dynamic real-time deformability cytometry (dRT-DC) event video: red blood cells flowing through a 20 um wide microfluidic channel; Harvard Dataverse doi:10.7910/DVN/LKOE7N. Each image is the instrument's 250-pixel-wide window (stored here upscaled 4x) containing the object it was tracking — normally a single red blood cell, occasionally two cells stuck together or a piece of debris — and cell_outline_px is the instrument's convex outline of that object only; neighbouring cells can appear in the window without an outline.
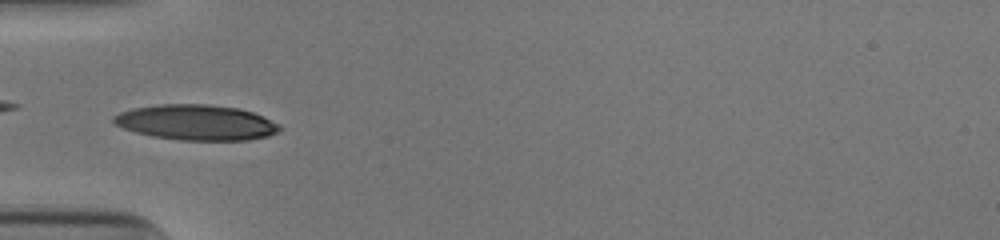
{"species": "human", "species_latin": "Homo sapiens", "temperature_condition": "cold", "stored_images_in_passage": 36, "camera_frame_rate_fps": 3000, "um_per_image_px": 0.085, "donor": {"sex": "male"}, "frame": {"image": 1, "passage_image": 1, "time_ms": 0.0, "image_size_px": [1000, 240], "cell_outline_px": [[284, 128], [280, 132], [268, 136], [248, 140], [180, 140], [152, 136], [136, 132], [124, 128], [116, 124], [112, 120], [112, 116], [120, 112], [132, 108], [160, 104], [208, 104], [240, 108], [264, 116], [280, 124]], "centroid_in_image_um": [16.73, 10.4], "position_along_channel_um": 68.3, "area_um2": 34.51}}
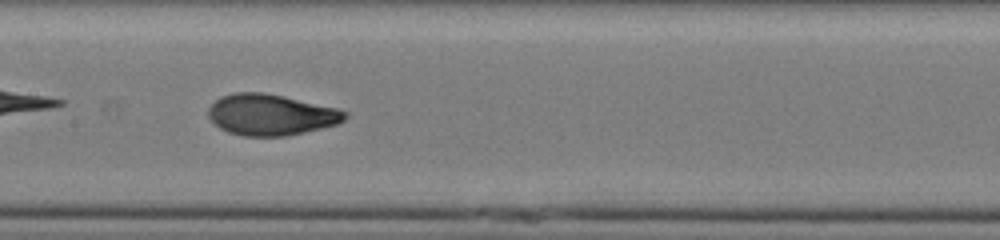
{"frame": {"image": 2, "passage_image": 10, "time_ms": 3.0, "image_size_px": [1000, 240], "cell_outline_px": [[348, 116], [344, 120], [336, 124], [304, 132], [284, 136], [244, 136], [228, 132], [220, 128], [208, 116], [208, 108], [220, 96], [232, 92], [264, 92], [284, 96], [336, 108], [348, 112]], "centroid_in_image_um": [23.0, 9.74], "position_along_channel_um": 184.4, "area_um2": 32.6}}
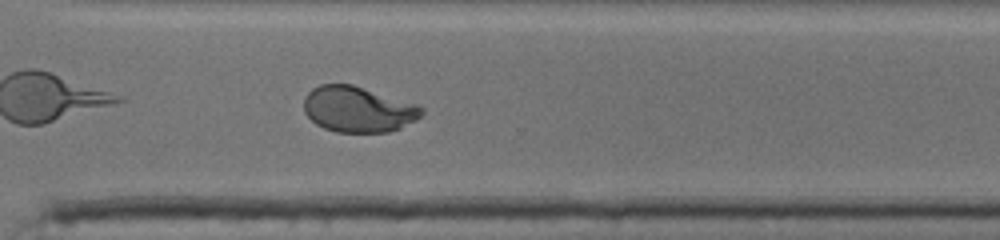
{"frame": {"image": 3, "passage_image": 22, "time_ms": 7.0, "image_size_px": [1000, 240], "cell_outline_px": [[424, 112], [416, 120], [400, 128], [388, 132], [336, 132], [324, 128], [316, 124], [304, 112], [304, 96], [312, 88], [320, 84], [352, 84], [416, 104], [424, 108]], "centroid_in_image_um": [30.42, 9.29], "position_along_channel_um": 340.2, "area_um2": 31.39}, "authors_computed_cell_mechanics": {"area_um2": 32.8015, "velocity_mm_per_s": 3.8992, "shape_relaxation_time_tau1_ms": 4.174, "shape_relaxation_time_tau2_ms": null, "deformation_change_tau1": 0.1951, "deformation_change_tau2": null}}